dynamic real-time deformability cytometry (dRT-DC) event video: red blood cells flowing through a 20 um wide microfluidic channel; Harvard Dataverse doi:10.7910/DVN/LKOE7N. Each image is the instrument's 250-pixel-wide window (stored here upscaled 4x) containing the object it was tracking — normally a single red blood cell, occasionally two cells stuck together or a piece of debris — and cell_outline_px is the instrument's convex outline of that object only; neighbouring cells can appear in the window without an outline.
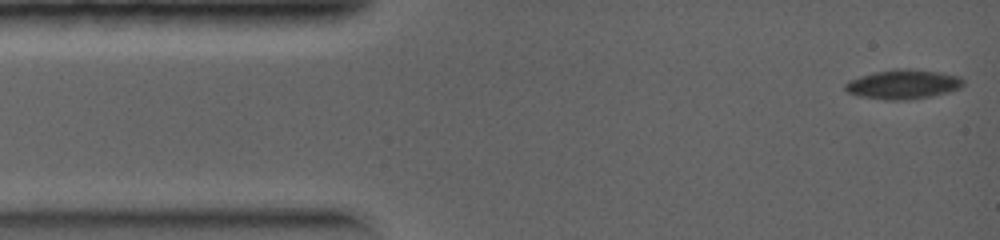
{"species": "common noctule bat (a hibernating species)", "species_latin": "Nyctalus noctula", "temperature_condition": "warm", "stored_images_in_passage": 36, "camera_frame_rate_fps": 5000, "um_per_image_px": 0.085, "animal": {"sex": "female", "body_mass_g": 19.0, "forearm_length_mm": 56.7}, "frame": {"image": 1, "passage_image": 1, "time_ms": 0.0, "image_size_px": [1000, 240], "cell_outline_px": [[964, 84], [960, 88], [948, 92], [932, 96], [908, 100], [884, 100], [860, 96], [848, 92], [844, 88], [844, 84], [848, 80], [860, 76], [876, 72], [896, 68], [908, 68], [940, 72], [960, 76], [964, 80]], "centroid_in_image_um": [76.78, 7.16], "position_along_channel_um": 8.2, "area_um2": 20.4}}
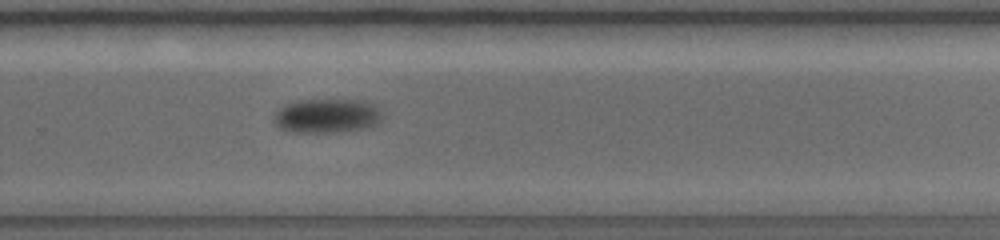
{"frame": {"image": 2, "passage_image": 26, "time_ms": 6.2, "image_size_px": [1000, 240], "cell_outline_px": [[384, 116], [380, 124], [372, 128], [336, 132], [288, 132], [280, 128], [272, 120], [272, 116], [280, 108], [288, 104], [300, 100], [368, 100], [380, 104]], "centroid_in_image_um": [27.92, 9.85], "position_along_channel_um": 301.9, "area_um2": 22.43}}
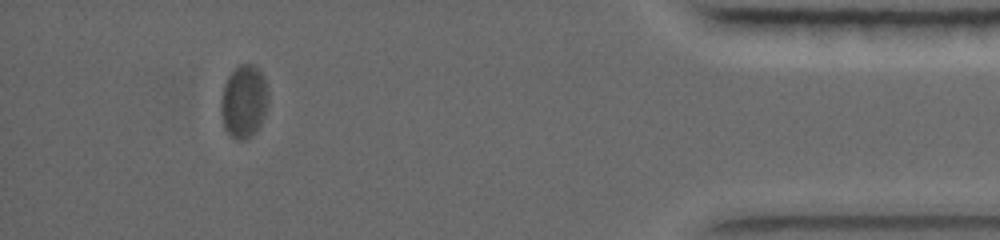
{"frame": {"image": 3, "passage_image": 33, "time_ms": 9.0, "image_size_px": [1000, 240], "cell_outline_px": [[268, 100], [264, 116], [256, 132], [244, 140], [236, 140], [228, 136], [224, 128], [220, 112], [220, 100], [224, 84], [228, 76], [240, 64], [252, 64], [264, 76], [268, 88]], "centroid_in_image_um": [20.71, 8.65], "position_along_channel_um": 414.5, "area_um2": 20.4}}